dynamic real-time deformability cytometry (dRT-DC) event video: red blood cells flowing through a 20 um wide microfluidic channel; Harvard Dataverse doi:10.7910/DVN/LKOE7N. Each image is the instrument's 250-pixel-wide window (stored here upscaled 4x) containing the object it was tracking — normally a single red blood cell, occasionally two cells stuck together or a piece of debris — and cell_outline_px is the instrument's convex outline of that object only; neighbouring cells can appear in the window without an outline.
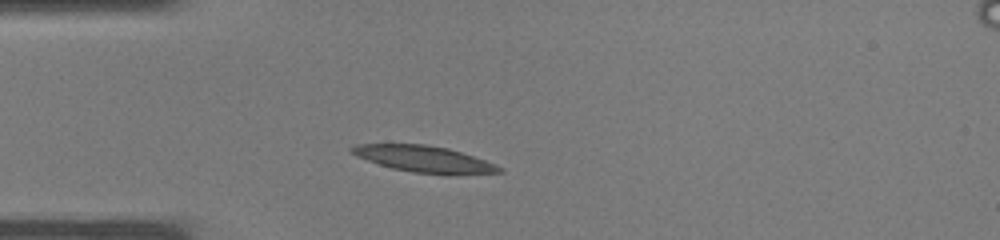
{"species": "common noctule bat (a hibernating species)", "species_latin": "Nyctalus noctula", "temperature_condition": "warm", "stored_images_in_passage": 30, "camera_frame_rate_fps": 3000, "um_per_image_px": 0.085, "animal": {"sex": "male", "body_mass_g": 19.0, "forearm_length_mm": 50.8}, "frame": {"image": 1, "passage_image": 1, "time_ms": 0.0, "image_size_px": [1000, 240], "cell_outline_px": [[504, 172], [412, 172], [392, 168], [356, 156], [348, 152], [348, 148], [356, 144], [424, 144], [448, 148], [484, 160], [504, 168]], "centroid_in_image_um": [35.9, 13.46], "position_along_channel_um": 49.1, "area_um2": 21.68}}
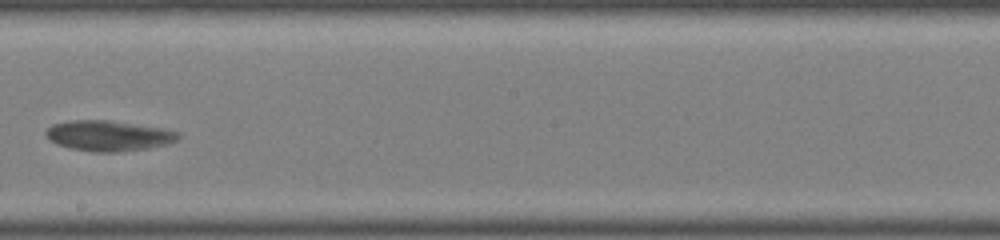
{"frame": {"image": 2, "passage_image": 13, "time_ms": 4.0, "image_size_px": [1000, 240], "cell_outline_px": [[180, 136], [176, 140], [168, 144], [148, 148], [116, 152], [92, 152], [72, 148], [56, 144], [48, 140], [44, 132], [52, 124], [72, 120], [108, 120], [164, 128], [180, 132]], "centroid_in_image_um": [9.22, 11.53], "position_along_channel_um": 239.0, "area_um2": 23.58}}
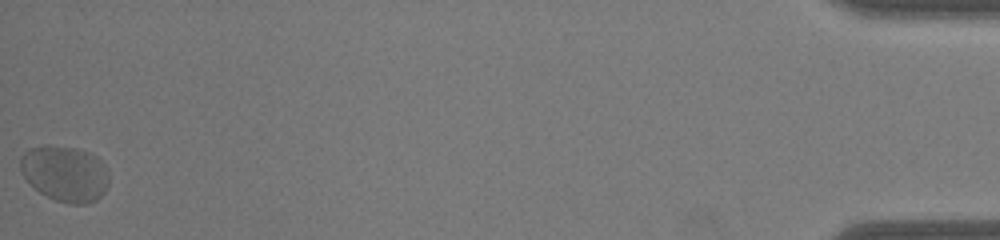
{"frame": {"image": 3, "passage_image": 30, "time_ms": 9.667, "image_size_px": [1000, 240], "cell_outline_px": [[108, 184], [104, 192], [96, 200], [88, 204], [68, 204], [56, 200], [40, 192], [20, 172], [20, 156], [28, 148], [72, 148], [88, 152], [96, 156], [104, 164], [108, 172]], "centroid_in_image_um": [5.55, 14.79], "position_along_channel_um": 429.7, "area_um2": 28.21}}